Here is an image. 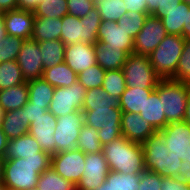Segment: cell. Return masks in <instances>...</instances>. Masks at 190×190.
Instances as JSON below:
<instances>
[{
    "label": "cell",
    "instance_id": "cell-42",
    "mask_svg": "<svg viewBox=\"0 0 190 190\" xmlns=\"http://www.w3.org/2000/svg\"><path fill=\"white\" fill-rule=\"evenodd\" d=\"M24 39L16 36H6L0 40V62L17 60Z\"/></svg>",
    "mask_w": 190,
    "mask_h": 190
},
{
    "label": "cell",
    "instance_id": "cell-53",
    "mask_svg": "<svg viewBox=\"0 0 190 190\" xmlns=\"http://www.w3.org/2000/svg\"><path fill=\"white\" fill-rule=\"evenodd\" d=\"M8 138L3 132L2 126H0V157L4 158L6 151H7V146H8Z\"/></svg>",
    "mask_w": 190,
    "mask_h": 190
},
{
    "label": "cell",
    "instance_id": "cell-33",
    "mask_svg": "<svg viewBox=\"0 0 190 190\" xmlns=\"http://www.w3.org/2000/svg\"><path fill=\"white\" fill-rule=\"evenodd\" d=\"M37 190H77L76 185L57 174L51 167L38 178Z\"/></svg>",
    "mask_w": 190,
    "mask_h": 190
},
{
    "label": "cell",
    "instance_id": "cell-10",
    "mask_svg": "<svg viewBox=\"0 0 190 190\" xmlns=\"http://www.w3.org/2000/svg\"><path fill=\"white\" fill-rule=\"evenodd\" d=\"M85 156L80 149L55 153L51 158V168L64 179L77 185L85 170Z\"/></svg>",
    "mask_w": 190,
    "mask_h": 190
},
{
    "label": "cell",
    "instance_id": "cell-59",
    "mask_svg": "<svg viewBox=\"0 0 190 190\" xmlns=\"http://www.w3.org/2000/svg\"><path fill=\"white\" fill-rule=\"evenodd\" d=\"M5 113H6V111L0 105V126H2V121L4 119Z\"/></svg>",
    "mask_w": 190,
    "mask_h": 190
},
{
    "label": "cell",
    "instance_id": "cell-64",
    "mask_svg": "<svg viewBox=\"0 0 190 190\" xmlns=\"http://www.w3.org/2000/svg\"><path fill=\"white\" fill-rule=\"evenodd\" d=\"M0 190H6L2 183H0Z\"/></svg>",
    "mask_w": 190,
    "mask_h": 190
},
{
    "label": "cell",
    "instance_id": "cell-18",
    "mask_svg": "<svg viewBox=\"0 0 190 190\" xmlns=\"http://www.w3.org/2000/svg\"><path fill=\"white\" fill-rule=\"evenodd\" d=\"M64 62L76 74H79L81 71L97 64L95 45L81 42L66 45Z\"/></svg>",
    "mask_w": 190,
    "mask_h": 190
},
{
    "label": "cell",
    "instance_id": "cell-27",
    "mask_svg": "<svg viewBox=\"0 0 190 190\" xmlns=\"http://www.w3.org/2000/svg\"><path fill=\"white\" fill-rule=\"evenodd\" d=\"M29 99L27 81L18 86L0 90V105L7 111H14L26 105Z\"/></svg>",
    "mask_w": 190,
    "mask_h": 190
},
{
    "label": "cell",
    "instance_id": "cell-14",
    "mask_svg": "<svg viewBox=\"0 0 190 190\" xmlns=\"http://www.w3.org/2000/svg\"><path fill=\"white\" fill-rule=\"evenodd\" d=\"M39 43L33 39H25L17 57V63L25 81L42 78L43 65Z\"/></svg>",
    "mask_w": 190,
    "mask_h": 190
},
{
    "label": "cell",
    "instance_id": "cell-30",
    "mask_svg": "<svg viewBox=\"0 0 190 190\" xmlns=\"http://www.w3.org/2000/svg\"><path fill=\"white\" fill-rule=\"evenodd\" d=\"M27 83L29 88L28 101L34 105L42 106V108H49L55 87L43 78L29 80Z\"/></svg>",
    "mask_w": 190,
    "mask_h": 190
},
{
    "label": "cell",
    "instance_id": "cell-45",
    "mask_svg": "<svg viewBox=\"0 0 190 190\" xmlns=\"http://www.w3.org/2000/svg\"><path fill=\"white\" fill-rule=\"evenodd\" d=\"M161 176L145 170L140 174L139 190H161Z\"/></svg>",
    "mask_w": 190,
    "mask_h": 190
},
{
    "label": "cell",
    "instance_id": "cell-36",
    "mask_svg": "<svg viewBox=\"0 0 190 190\" xmlns=\"http://www.w3.org/2000/svg\"><path fill=\"white\" fill-rule=\"evenodd\" d=\"M103 145L100 143L98 130L84 125L80 129L77 149L85 154L102 152Z\"/></svg>",
    "mask_w": 190,
    "mask_h": 190
},
{
    "label": "cell",
    "instance_id": "cell-43",
    "mask_svg": "<svg viewBox=\"0 0 190 190\" xmlns=\"http://www.w3.org/2000/svg\"><path fill=\"white\" fill-rule=\"evenodd\" d=\"M173 81L190 85V40H185Z\"/></svg>",
    "mask_w": 190,
    "mask_h": 190
},
{
    "label": "cell",
    "instance_id": "cell-1",
    "mask_svg": "<svg viewBox=\"0 0 190 190\" xmlns=\"http://www.w3.org/2000/svg\"><path fill=\"white\" fill-rule=\"evenodd\" d=\"M52 156L3 159L2 184L6 190H32L39 175L51 167Z\"/></svg>",
    "mask_w": 190,
    "mask_h": 190
},
{
    "label": "cell",
    "instance_id": "cell-52",
    "mask_svg": "<svg viewBox=\"0 0 190 190\" xmlns=\"http://www.w3.org/2000/svg\"><path fill=\"white\" fill-rule=\"evenodd\" d=\"M180 2H182V0H161L160 5L157 6L154 12L171 11L179 6Z\"/></svg>",
    "mask_w": 190,
    "mask_h": 190
},
{
    "label": "cell",
    "instance_id": "cell-39",
    "mask_svg": "<svg viewBox=\"0 0 190 190\" xmlns=\"http://www.w3.org/2000/svg\"><path fill=\"white\" fill-rule=\"evenodd\" d=\"M35 17L63 18L68 14L67 0H44L33 12Z\"/></svg>",
    "mask_w": 190,
    "mask_h": 190
},
{
    "label": "cell",
    "instance_id": "cell-49",
    "mask_svg": "<svg viewBox=\"0 0 190 190\" xmlns=\"http://www.w3.org/2000/svg\"><path fill=\"white\" fill-rule=\"evenodd\" d=\"M179 179L190 186V145L187 150V158L182 161V166L179 169Z\"/></svg>",
    "mask_w": 190,
    "mask_h": 190
},
{
    "label": "cell",
    "instance_id": "cell-46",
    "mask_svg": "<svg viewBox=\"0 0 190 190\" xmlns=\"http://www.w3.org/2000/svg\"><path fill=\"white\" fill-rule=\"evenodd\" d=\"M48 109L49 108H42V106L34 105L28 101L23 107V112H25L26 121H29L31 124L35 122V119L38 117L44 116Z\"/></svg>",
    "mask_w": 190,
    "mask_h": 190
},
{
    "label": "cell",
    "instance_id": "cell-38",
    "mask_svg": "<svg viewBox=\"0 0 190 190\" xmlns=\"http://www.w3.org/2000/svg\"><path fill=\"white\" fill-rule=\"evenodd\" d=\"M109 190H139L140 175L110 171L106 176Z\"/></svg>",
    "mask_w": 190,
    "mask_h": 190
},
{
    "label": "cell",
    "instance_id": "cell-48",
    "mask_svg": "<svg viewBox=\"0 0 190 190\" xmlns=\"http://www.w3.org/2000/svg\"><path fill=\"white\" fill-rule=\"evenodd\" d=\"M161 190H182L184 183L178 177L161 176Z\"/></svg>",
    "mask_w": 190,
    "mask_h": 190
},
{
    "label": "cell",
    "instance_id": "cell-44",
    "mask_svg": "<svg viewBox=\"0 0 190 190\" xmlns=\"http://www.w3.org/2000/svg\"><path fill=\"white\" fill-rule=\"evenodd\" d=\"M95 7L91 0H67L68 14L82 18Z\"/></svg>",
    "mask_w": 190,
    "mask_h": 190
},
{
    "label": "cell",
    "instance_id": "cell-6",
    "mask_svg": "<svg viewBox=\"0 0 190 190\" xmlns=\"http://www.w3.org/2000/svg\"><path fill=\"white\" fill-rule=\"evenodd\" d=\"M122 70L127 88L155 89L162 80L152 67L149 56L130 53Z\"/></svg>",
    "mask_w": 190,
    "mask_h": 190
},
{
    "label": "cell",
    "instance_id": "cell-65",
    "mask_svg": "<svg viewBox=\"0 0 190 190\" xmlns=\"http://www.w3.org/2000/svg\"><path fill=\"white\" fill-rule=\"evenodd\" d=\"M0 15H4V11L0 8Z\"/></svg>",
    "mask_w": 190,
    "mask_h": 190
},
{
    "label": "cell",
    "instance_id": "cell-41",
    "mask_svg": "<svg viewBox=\"0 0 190 190\" xmlns=\"http://www.w3.org/2000/svg\"><path fill=\"white\" fill-rule=\"evenodd\" d=\"M105 76V70L98 64L90 66L77 74V81L81 83L86 90L102 87Z\"/></svg>",
    "mask_w": 190,
    "mask_h": 190
},
{
    "label": "cell",
    "instance_id": "cell-55",
    "mask_svg": "<svg viewBox=\"0 0 190 190\" xmlns=\"http://www.w3.org/2000/svg\"><path fill=\"white\" fill-rule=\"evenodd\" d=\"M182 37L185 40H190V6H189V12H187L186 23H184L183 25Z\"/></svg>",
    "mask_w": 190,
    "mask_h": 190
},
{
    "label": "cell",
    "instance_id": "cell-29",
    "mask_svg": "<svg viewBox=\"0 0 190 190\" xmlns=\"http://www.w3.org/2000/svg\"><path fill=\"white\" fill-rule=\"evenodd\" d=\"M154 89L127 88L121 95L120 109L123 113L131 112L140 114L145 105L146 99Z\"/></svg>",
    "mask_w": 190,
    "mask_h": 190
},
{
    "label": "cell",
    "instance_id": "cell-4",
    "mask_svg": "<svg viewBox=\"0 0 190 190\" xmlns=\"http://www.w3.org/2000/svg\"><path fill=\"white\" fill-rule=\"evenodd\" d=\"M184 42L182 36L168 34L149 55L150 63L161 79L174 77Z\"/></svg>",
    "mask_w": 190,
    "mask_h": 190
},
{
    "label": "cell",
    "instance_id": "cell-5",
    "mask_svg": "<svg viewBox=\"0 0 190 190\" xmlns=\"http://www.w3.org/2000/svg\"><path fill=\"white\" fill-rule=\"evenodd\" d=\"M189 93V84L172 79H162L158 83V95L168 124L184 121Z\"/></svg>",
    "mask_w": 190,
    "mask_h": 190
},
{
    "label": "cell",
    "instance_id": "cell-47",
    "mask_svg": "<svg viewBox=\"0 0 190 190\" xmlns=\"http://www.w3.org/2000/svg\"><path fill=\"white\" fill-rule=\"evenodd\" d=\"M181 166L182 160L180 158L168 154L166 161V176L179 178V169Z\"/></svg>",
    "mask_w": 190,
    "mask_h": 190
},
{
    "label": "cell",
    "instance_id": "cell-26",
    "mask_svg": "<svg viewBox=\"0 0 190 190\" xmlns=\"http://www.w3.org/2000/svg\"><path fill=\"white\" fill-rule=\"evenodd\" d=\"M30 123L26 121L23 107L14 111H7L2 121V129L8 139L28 134Z\"/></svg>",
    "mask_w": 190,
    "mask_h": 190
},
{
    "label": "cell",
    "instance_id": "cell-21",
    "mask_svg": "<svg viewBox=\"0 0 190 190\" xmlns=\"http://www.w3.org/2000/svg\"><path fill=\"white\" fill-rule=\"evenodd\" d=\"M27 156H52L43 151L34 137L29 133L8 140L4 159L26 158Z\"/></svg>",
    "mask_w": 190,
    "mask_h": 190
},
{
    "label": "cell",
    "instance_id": "cell-23",
    "mask_svg": "<svg viewBox=\"0 0 190 190\" xmlns=\"http://www.w3.org/2000/svg\"><path fill=\"white\" fill-rule=\"evenodd\" d=\"M189 6L183 1L171 11L153 12L151 15L162 20L167 34L182 36L183 25L186 23Z\"/></svg>",
    "mask_w": 190,
    "mask_h": 190
},
{
    "label": "cell",
    "instance_id": "cell-58",
    "mask_svg": "<svg viewBox=\"0 0 190 190\" xmlns=\"http://www.w3.org/2000/svg\"><path fill=\"white\" fill-rule=\"evenodd\" d=\"M184 121L190 125V93L187 98V105H186Z\"/></svg>",
    "mask_w": 190,
    "mask_h": 190
},
{
    "label": "cell",
    "instance_id": "cell-12",
    "mask_svg": "<svg viewBox=\"0 0 190 190\" xmlns=\"http://www.w3.org/2000/svg\"><path fill=\"white\" fill-rule=\"evenodd\" d=\"M142 146L145 170L166 176V161L169 150L165 144L163 133L160 130L156 131Z\"/></svg>",
    "mask_w": 190,
    "mask_h": 190
},
{
    "label": "cell",
    "instance_id": "cell-54",
    "mask_svg": "<svg viewBox=\"0 0 190 190\" xmlns=\"http://www.w3.org/2000/svg\"><path fill=\"white\" fill-rule=\"evenodd\" d=\"M0 8L4 12L18 9V0H0Z\"/></svg>",
    "mask_w": 190,
    "mask_h": 190
},
{
    "label": "cell",
    "instance_id": "cell-9",
    "mask_svg": "<svg viewBox=\"0 0 190 190\" xmlns=\"http://www.w3.org/2000/svg\"><path fill=\"white\" fill-rule=\"evenodd\" d=\"M84 125V113L82 110L58 117L53 135L56 139V153L77 149L80 129Z\"/></svg>",
    "mask_w": 190,
    "mask_h": 190
},
{
    "label": "cell",
    "instance_id": "cell-20",
    "mask_svg": "<svg viewBox=\"0 0 190 190\" xmlns=\"http://www.w3.org/2000/svg\"><path fill=\"white\" fill-rule=\"evenodd\" d=\"M35 15L25 10H10L4 12L5 28L8 36L31 39Z\"/></svg>",
    "mask_w": 190,
    "mask_h": 190
},
{
    "label": "cell",
    "instance_id": "cell-50",
    "mask_svg": "<svg viewBox=\"0 0 190 190\" xmlns=\"http://www.w3.org/2000/svg\"><path fill=\"white\" fill-rule=\"evenodd\" d=\"M147 0H124L126 10L132 12L148 13Z\"/></svg>",
    "mask_w": 190,
    "mask_h": 190
},
{
    "label": "cell",
    "instance_id": "cell-60",
    "mask_svg": "<svg viewBox=\"0 0 190 190\" xmlns=\"http://www.w3.org/2000/svg\"><path fill=\"white\" fill-rule=\"evenodd\" d=\"M96 190H109V184L105 181L102 185H100Z\"/></svg>",
    "mask_w": 190,
    "mask_h": 190
},
{
    "label": "cell",
    "instance_id": "cell-2",
    "mask_svg": "<svg viewBox=\"0 0 190 190\" xmlns=\"http://www.w3.org/2000/svg\"><path fill=\"white\" fill-rule=\"evenodd\" d=\"M103 155L110 171L140 175L145 171L143 146L121 136L104 144Z\"/></svg>",
    "mask_w": 190,
    "mask_h": 190
},
{
    "label": "cell",
    "instance_id": "cell-28",
    "mask_svg": "<svg viewBox=\"0 0 190 190\" xmlns=\"http://www.w3.org/2000/svg\"><path fill=\"white\" fill-rule=\"evenodd\" d=\"M102 108H120V99L110 96L101 87L86 90L82 111H95Z\"/></svg>",
    "mask_w": 190,
    "mask_h": 190
},
{
    "label": "cell",
    "instance_id": "cell-25",
    "mask_svg": "<svg viewBox=\"0 0 190 190\" xmlns=\"http://www.w3.org/2000/svg\"><path fill=\"white\" fill-rule=\"evenodd\" d=\"M61 18L35 17L31 39L42 42L61 39Z\"/></svg>",
    "mask_w": 190,
    "mask_h": 190
},
{
    "label": "cell",
    "instance_id": "cell-11",
    "mask_svg": "<svg viewBox=\"0 0 190 190\" xmlns=\"http://www.w3.org/2000/svg\"><path fill=\"white\" fill-rule=\"evenodd\" d=\"M167 35L162 20L149 14L134 39L133 53L149 56Z\"/></svg>",
    "mask_w": 190,
    "mask_h": 190
},
{
    "label": "cell",
    "instance_id": "cell-3",
    "mask_svg": "<svg viewBox=\"0 0 190 190\" xmlns=\"http://www.w3.org/2000/svg\"><path fill=\"white\" fill-rule=\"evenodd\" d=\"M61 40L66 45L83 43L94 45L97 41V31L102 22L98 10L94 7L82 18L66 14L61 18Z\"/></svg>",
    "mask_w": 190,
    "mask_h": 190
},
{
    "label": "cell",
    "instance_id": "cell-61",
    "mask_svg": "<svg viewBox=\"0 0 190 190\" xmlns=\"http://www.w3.org/2000/svg\"><path fill=\"white\" fill-rule=\"evenodd\" d=\"M3 159L4 158L0 157V183H2Z\"/></svg>",
    "mask_w": 190,
    "mask_h": 190
},
{
    "label": "cell",
    "instance_id": "cell-17",
    "mask_svg": "<svg viewBox=\"0 0 190 190\" xmlns=\"http://www.w3.org/2000/svg\"><path fill=\"white\" fill-rule=\"evenodd\" d=\"M97 40L105 43L106 48H120L128 54L134 50V39L118 26L117 21L103 20L97 31Z\"/></svg>",
    "mask_w": 190,
    "mask_h": 190
},
{
    "label": "cell",
    "instance_id": "cell-31",
    "mask_svg": "<svg viewBox=\"0 0 190 190\" xmlns=\"http://www.w3.org/2000/svg\"><path fill=\"white\" fill-rule=\"evenodd\" d=\"M44 70L64 63L65 44L61 39L38 42Z\"/></svg>",
    "mask_w": 190,
    "mask_h": 190
},
{
    "label": "cell",
    "instance_id": "cell-63",
    "mask_svg": "<svg viewBox=\"0 0 190 190\" xmlns=\"http://www.w3.org/2000/svg\"><path fill=\"white\" fill-rule=\"evenodd\" d=\"M184 3H186L188 6H190V0H182Z\"/></svg>",
    "mask_w": 190,
    "mask_h": 190
},
{
    "label": "cell",
    "instance_id": "cell-62",
    "mask_svg": "<svg viewBox=\"0 0 190 190\" xmlns=\"http://www.w3.org/2000/svg\"><path fill=\"white\" fill-rule=\"evenodd\" d=\"M182 190H190V186H189V185H186V184L184 183V189H182Z\"/></svg>",
    "mask_w": 190,
    "mask_h": 190
},
{
    "label": "cell",
    "instance_id": "cell-57",
    "mask_svg": "<svg viewBox=\"0 0 190 190\" xmlns=\"http://www.w3.org/2000/svg\"><path fill=\"white\" fill-rule=\"evenodd\" d=\"M7 36L5 28L4 15H0V40L2 41Z\"/></svg>",
    "mask_w": 190,
    "mask_h": 190
},
{
    "label": "cell",
    "instance_id": "cell-13",
    "mask_svg": "<svg viewBox=\"0 0 190 190\" xmlns=\"http://www.w3.org/2000/svg\"><path fill=\"white\" fill-rule=\"evenodd\" d=\"M110 168L102 152L89 153L85 156V170L76 185L77 190H96L106 181Z\"/></svg>",
    "mask_w": 190,
    "mask_h": 190
},
{
    "label": "cell",
    "instance_id": "cell-7",
    "mask_svg": "<svg viewBox=\"0 0 190 190\" xmlns=\"http://www.w3.org/2000/svg\"><path fill=\"white\" fill-rule=\"evenodd\" d=\"M85 125L98 130L102 145L121 137L122 110L120 108H102L95 111H83Z\"/></svg>",
    "mask_w": 190,
    "mask_h": 190
},
{
    "label": "cell",
    "instance_id": "cell-40",
    "mask_svg": "<svg viewBox=\"0 0 190 190\" xmlns=\"http://www.w3.org/2000/svg\"><path fill=\"white\" fill-rule=\"evenodd\" d=\"M148 15V13L128 11L117 21V24L121 29L123 28L128 32L130 37L135 39L144 26Z\"/></svg>",
    "mask_w": 190,
    "mask_h": 190
},
{
    "label": "cell",
    "instance_id": "cell-16",
    "mask_svg": "<svg viewBox=\"0 0 190 190\" xmlns=\"http://www.w3.org/2000/svg\"><path fill=\"white\" fill-rule=\"evenodd\" d=\"M57 126V118L47 110L44 116L35 119L30 124L29 134L36 139L41 149L51 155L56 153V143L54 138Z\"/></svg>",
    "mask_w": 190,
    "mask_h": 190
},
{
    "label": "cell",
    "instance_id": "cell-56",
    "mask_svg": "<svg viewBox=\"0 0 190 190\" xmlns=\"http://www.w3.org/2000/svg\"><path fill=\"white\" fill-rule=\"evenodd\" d=\"M161 0H147V8L148 14H152L156 9L157 6L160 5Z\"/></svg>",
    "mask_w": 190,
    "mask_h": 190
},
{
    "label": "cell",
    "instance_id": "cell-15",
    "mask_svg": "<svg viewBox=\"0 0 190 190\" xmlns=\"http://www.w3.org/2000/svg\"><path fill=\"white\" fill-rule=\"evenodd\" d=\"M160 131L163 133L169 155H173L185 161L190 145V125L185 121H179L169 123Z\"/></svg>",
    "mask_w": 190,
    "mask_h": 190
},
{
    "label": "cell",
    "instance_id": "cell-19",
    "mask_svg": "<svg viewBox=\"0 0 190 190\" xmlns=\"http://www.w3.org/2000/svg\"><path fill=\"white\" fill-rule=\"evenodd\" d=\"M156 131L140 114L122 113L121 133L128 141L143 144Z\"/></svg>",
    "mask_w": 190,
    "mask_h": 190
},
{
    "label": "cell",
    "instance_id": "cell-35",
    "mask_svg": "<svg viewBox=\"0 0 190 190\" xmlns=\"http://www.w3.org/2000/svg\"><path fill=\"white\" fill-rule=\"evenodd\" d=\"M95 8L102 21H118L127 12L124 0H97Z\"/></svg>",
    "mask_w": 190,
    "mask_h": 190
},
{
    "label": "cell",
    "instance_id": "cell-8",
    "mask_svg": "<svg viewBox=\"0 0 190 190\" xmlns=\"http://www.w3.org/2000/svg\"><path fill=\"white\" fill-rule=\"evenodd\" d=\"M86 89L78 81L69 87H56L49 111L56 117L82 110Z\"/></svg>",
    "mask_w": 190,
    "mask_h": 190
},
{
    "label": "cell",
    "instance_id": "cell-32",
    "mask_svg": "<svg viewBox=\"0 0 190 190\" xmlns=\"http://www.w3.org/2000/svg\"><path fill=\"white\" fill-rule=\"evenodd\" d=\"M42 78L55 88L69 87L77 81V74L64 62L45 69Z\"/></svg>",
    "mask_w": 190,
    "mask_h": 190
},
{
    "label": "cell",
    "instance_id": "cell-22",
    "mask_svg": "<svg viewBox=\"0 0 190 190\" xmlns=\"http://www.w3.org/2000/svg\"><path fill=\"white\" fill-rule=\"evenodd\" d=\"M95 45L97 64L107 70L122 69L127 58L128 53L120 48H106L105 43L97 40Z\"/></svg>",
    "mask_w": 190,
    "mask_h": 190
},
{
    "label": "cell",
    "instance_id": "cell-37",
    "mask_svg": "<svg viewBox=\"0 0 190 190\" xmlns=\"http://www.w3.org/2000/svg\"><path fill=\"white\" fill-rule=\"evenodd\" d=\"M110 96L121 97L126 89L125 76L122 69L107 70L101 87Z\"/></svg>",
    "mask_w": 190,
    "mask_h": 190
},
{
    "label": "cell",
    "instance_id": "cell-24",
    "mask_svg": "<svg viewBox=\"0 0 190 190\" xmlns=\"http://www.w3.org/2000/svg\"><path fill=\"white\" fill-rule=\"evenodd\" d=\"M140 116L145 121H148V123H150L157 131L162 130L168 125L163 111L162 102L158 95V84L149 95V99H146Z\"/></svg>",
    "mask_w": 190,
    "mask_h": 190
},
{
    "label": "cell",
    "instance_id": "cell-51",
    "mask_svg": "<svg viewBox=\"0 0 190 190\" xmlns=\"http://www.w3.org/2000/svg\"><path fill=\"white\" fill-rule=\"evenodd\" d=\"M42 1L44 0H18V9L34 12Z\"/></svg>",
    "mask_w": 190,
    "mask_h": 190
},
{
    "label": "cell",
    "instance_id": "cell-34",
    "mask_svg": "<svg viewBox=\"0 0 190 190\" xmlns=\"http://www.w3.org/2000/svg\"><path fill=\"white\" fill-rule=\"evenodd\" d=\"M25 82L16 60L0 62V90L18 86Z\"/></svg>",
    "mask_w": 190,
    "mask_h": 190
}]
</instances>
